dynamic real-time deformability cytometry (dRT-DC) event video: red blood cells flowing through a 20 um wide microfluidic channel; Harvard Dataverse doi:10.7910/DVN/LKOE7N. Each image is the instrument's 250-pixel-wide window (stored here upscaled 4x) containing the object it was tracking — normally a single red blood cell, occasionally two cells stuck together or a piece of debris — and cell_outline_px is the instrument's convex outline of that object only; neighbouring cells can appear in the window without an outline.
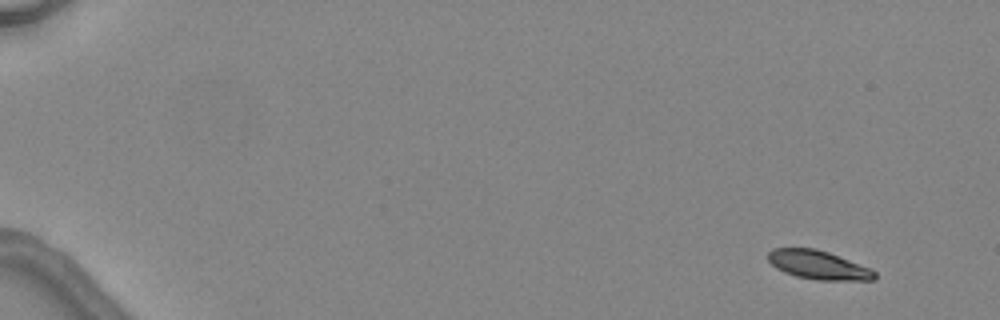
{"species": "common noctule bat (a hibernating species)", "species_latin": "Nyctalus noctula", "temperature_condition": "warm", "stored_images_in_passage": 4, "camera_frame_rate_fps": 3000, "um_per_image_px": 0.085, "animal": {"sex": "female", "body_mass_g": 24.6, "forearm_length_mm": 56.2}, "frame": {"image": 1, "passage_image": 1, "time_ms": 0.0, "image_size_px": [1000, 320], "cell_outline_px": [[876, 280], [816, 280], [796, 276], [784, 272], [776, 268], [768, 260], [768, 252], [772, 248], [816, 248], [828, 252], [872, 268], [876, 272]], "centroid_in_image_um": [69.58, 22.52], "position_along_channel_um": 15.4, "area_um2": 17.98}}
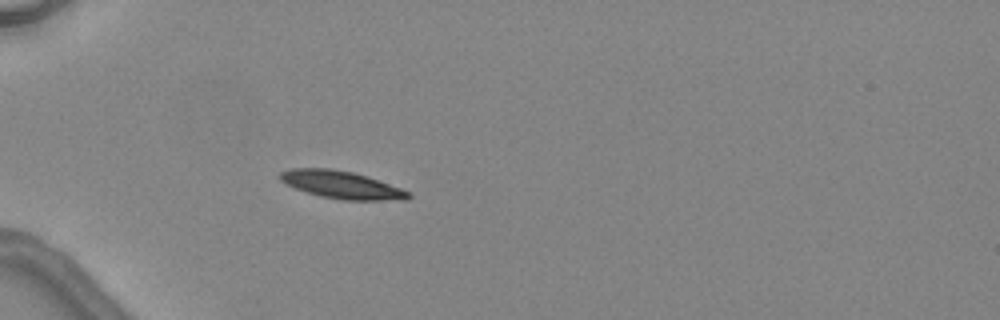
{"frame": {"image": 2, "passage_image": 4, "time_ms": 4.333, "image_size_px": [1000, 320], "cell_outline_px": [[412, 196], [408, 200], [344, 200], [320, 196], [296, 188], [280, 180], [280, 172], [292, 168], [332, 168], [352, 172], [368, 176], [412, 192]], "centroid_in_image_um": [29.1, 15.71], "position_along_channel_um": 55.9, "area_um2": 20.63}}